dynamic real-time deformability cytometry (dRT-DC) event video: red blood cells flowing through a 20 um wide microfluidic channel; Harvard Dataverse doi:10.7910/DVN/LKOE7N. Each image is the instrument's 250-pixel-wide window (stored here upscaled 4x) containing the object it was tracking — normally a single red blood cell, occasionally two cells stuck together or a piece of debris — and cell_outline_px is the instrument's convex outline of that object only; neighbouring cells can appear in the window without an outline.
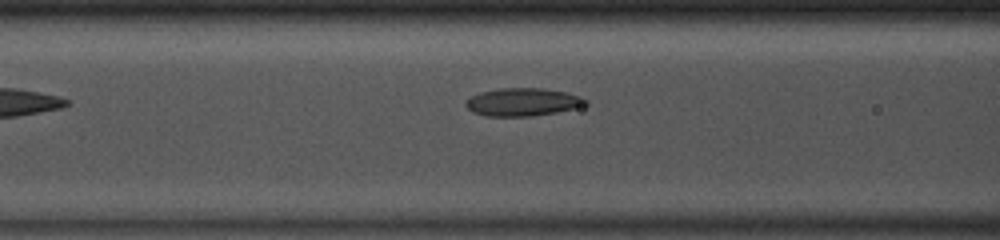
{"species": "common noctule bat (a hibernating species)", "species_latin": "Nyctalus noctula", "temperature_condition": "room temperature", "stored_images_in_passage": 36, "camera_frame_rate_fps": 3000, "um_per_image_px": 0.085, "animal": {"sex": "male", "body_mass_g": 13.0, "forearm_length_mm": 53.1}, "frame": {"image": 1, "passage_image": 7, "time_ms": 2.0, "image_size_px": [1000, 240], "cell_outline_px": [[588, 104], [556, 112], [532, 116], [488, 116], [472, 112], [464, 104], [472, 96], [480, 92], [500, 88], [544, 88], [564, 92], [580, 96], [588, 100]], "centroid_in_image_um": [44.42, 8.67], "position_along_channel_um": 122.2, "area_um2": 19.31}}
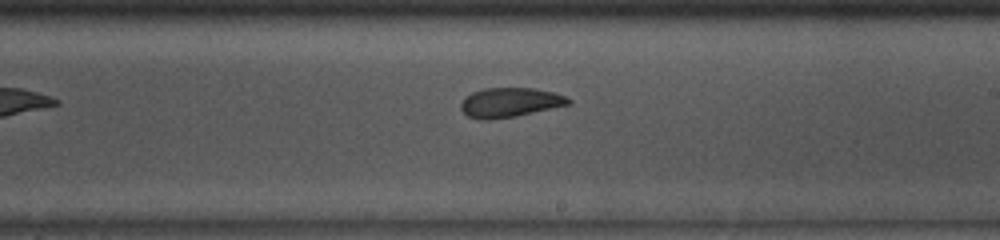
{"frame": {"image": 2, "passage_image": 16, "time_ms": 5.0, "image_size_px": [1000, 240], "cell_outline_px": [[572, 100], [568, 104], [516, 116], [488, 120], [480, 120], [468, 116], [460, 108], [460, 104], [472, 92], [484, 88], [532, 88], [552, 92], [564, 96]], "centroid_in_image_um": [43.3, 8.71], "position_along_channel_um": 245.7, "area_um2": 18.15}}
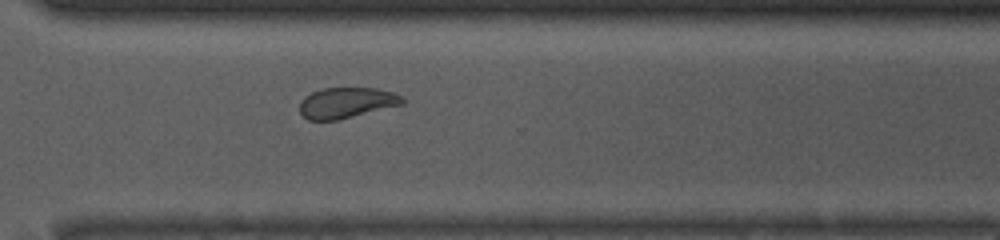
{"frame": {"image": 3, "passage_image": 23, "time_ms": 7.333, "image_size_px": [1000, 240], "cell_outline_px": [[404, 104], [336, 120], [308, 120], [300, 112], [300, 100], [304, 96], [312, 92], [324, 88], [376, 88], [392, 92], [400, 96], [404, 100]], "centroid_in_image_um": [29.43, 8.73], "position_along_channel_um": 341.2, "area_um2": 18.21}, "authors_computed_cell_mechanics": {"area_um2": 19.1607, "velocity_mm_per_s": 4.1097, "shape_relaxation_time_tau1_ms": 3.3793, "shape_relaxation_time_tau2_ms": 1.58, "deformation_change_tau1": 0.1213, "deformation_change_tau2": 0.0677}}